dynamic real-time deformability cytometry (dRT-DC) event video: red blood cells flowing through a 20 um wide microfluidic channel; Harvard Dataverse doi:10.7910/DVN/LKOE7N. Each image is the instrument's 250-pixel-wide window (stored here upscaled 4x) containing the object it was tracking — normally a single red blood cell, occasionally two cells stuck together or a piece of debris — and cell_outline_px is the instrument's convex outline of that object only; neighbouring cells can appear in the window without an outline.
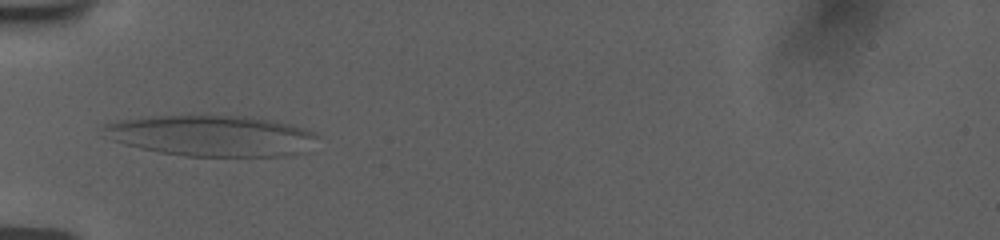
{"species": "human", "species_latin": "Homo sapiens", "temperature_condition": "room temperature", "stored_images_in_passage": 12, "camera_frame_rate_fps": 3000, "um_per_image_px": 0.085, "donor": {"sex": "female"}, "frame": {"image": 1, "passage_image": 9, "time_ms": 6.333, "image_size_px": [1000, 240], "cell_outline_px": [[312, 136], [276, 156], [184, 156], [160, 152], [140, 148], [116, 140], [104, 128], [104, 124], [124, 120], [152, 116], [204, 112], [248, 116], [268, 120], [284, 124], [312, 132]], "centroid_in_image_um": [17.68, 11.46], "position_along_channel_um": 67.3, "area_um2": 49.01}}